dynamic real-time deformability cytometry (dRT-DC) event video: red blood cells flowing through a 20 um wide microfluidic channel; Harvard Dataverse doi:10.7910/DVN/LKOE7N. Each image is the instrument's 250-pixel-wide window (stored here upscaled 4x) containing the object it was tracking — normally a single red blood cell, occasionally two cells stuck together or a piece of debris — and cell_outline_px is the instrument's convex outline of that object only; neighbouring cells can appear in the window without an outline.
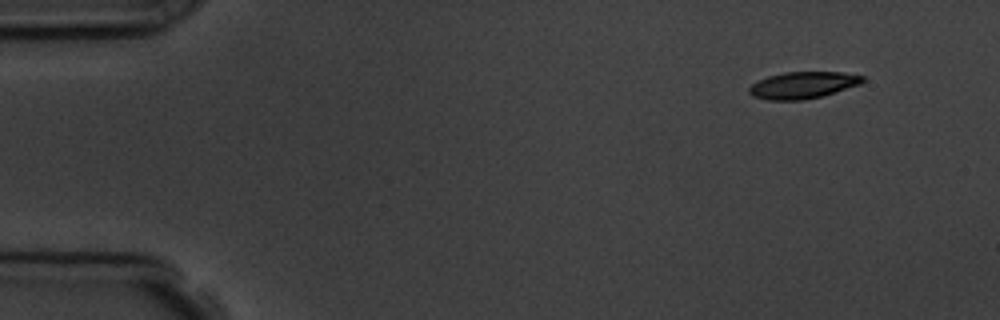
{"species": "common noctule bat (a hibernating species)", "species_latin": "Nyctalus noctula", "temperature_condition": "room temperature", "stored_images_in_passage": 5, "camera_frame_rate_fps": 3000, "um_per_image_px": 0.085, "animal": {"sex": "male", "body_mass_g": 19.5, "forearm_length_mm": 54.6}, "frame": {"image": 1, "passage_image": 5, "time_ms": 4.667, "image_size_px": [1000, 320], "cell_outline_px": [[864, 80], [860, 84], [824, 96], [804, 100], [768, 100], [752, 96], [748, 92], [748, 88], [752, 84], [768, 76], [784, 72], [840, 72], [864, 76]], "centroid_in_image_um": [68.23, 7.24], "position_along_channel_um": 16.8, "area_um2": 17.74}}